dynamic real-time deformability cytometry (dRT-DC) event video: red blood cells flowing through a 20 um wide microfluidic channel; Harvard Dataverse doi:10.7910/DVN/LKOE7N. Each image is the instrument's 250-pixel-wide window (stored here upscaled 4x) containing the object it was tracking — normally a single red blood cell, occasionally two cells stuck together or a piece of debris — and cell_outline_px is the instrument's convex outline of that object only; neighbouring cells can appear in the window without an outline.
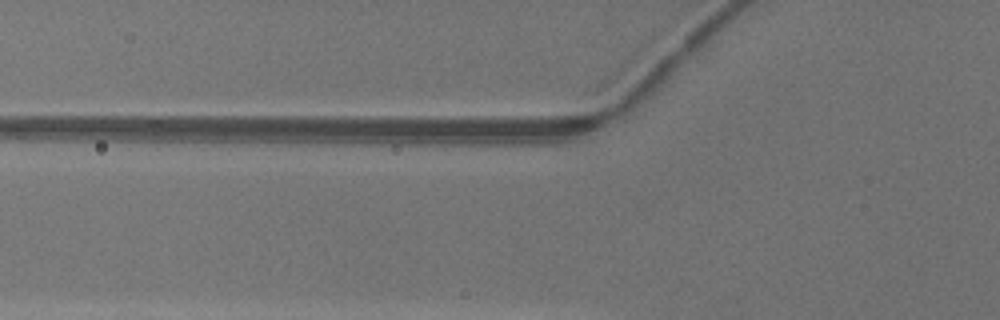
{"species": "common noctule bat (a hibernating species)", "species_latin": "Nyctalus noctula", "temperature_condition": "warm", "stored_images_in_passage": 2, "camera_frame_rate_fps": 3000, "um_per_image_px": 0.085, "animal": {"sex": "female"}, "frame": {"image": 1, "passage_image": 2, "time_ms": 0.333, "image_size_px": [1000, 320], "cell_outline_px": [[696, 104], [636, 128], [632, 124], [632, 116], [660, 92], [680, 76], [692, 76], [696, 88]], "centroid_in_image_um": [56.76, 8.64], "position_along_channel_um": 69.0, "area_um2": 11.79}}